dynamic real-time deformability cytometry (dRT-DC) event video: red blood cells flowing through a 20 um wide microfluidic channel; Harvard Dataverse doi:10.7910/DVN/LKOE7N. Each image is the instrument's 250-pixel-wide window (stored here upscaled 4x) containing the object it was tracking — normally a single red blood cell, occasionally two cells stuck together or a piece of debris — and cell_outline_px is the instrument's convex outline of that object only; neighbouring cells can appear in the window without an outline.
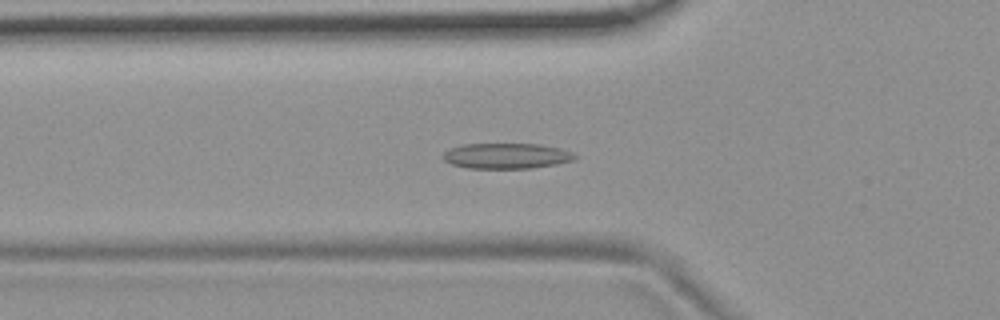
{"species": "common noctule bat (a hibernating species)", "species_latin": "Nyctalus noctula", "temperature_condition": "room temperature", "stored_images_in_passage": 55, "camera_frame_rate_fps": 3000, "um_per_image_px": 0.085, "animal": {"sex": "female", "body_mass_g": 19.9}, "frame": {"image": 1, "passage_image": 19, "time_ms": 6.0, "image_size_px": [1000, 320], "cell_outline_px": [[576, 156], [572, 160], [556, 164], [532, 168], [468, 168], [452, 164], [444, 160], [444, 152], [452, 148], [464, 144], [540, 144], [560, 148], [572, 152]], "centroid_in_image_um": [43.06, 13.25], "position_along_channel_um": 82.7, "area_um2": 19.36}}
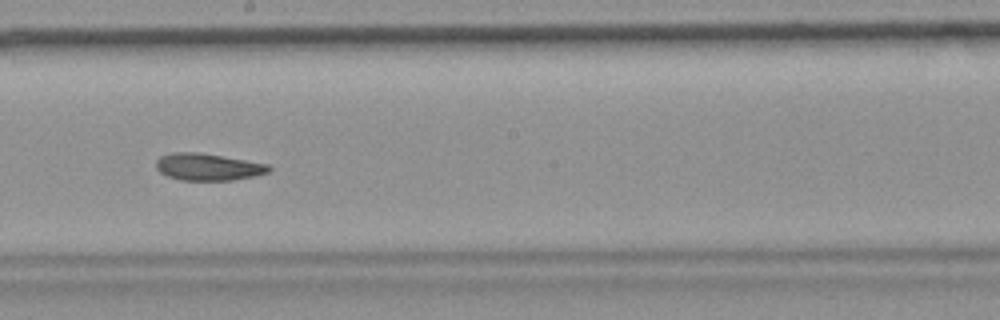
{"frame": {"image": 2, "passage_image": 31, "time_ms": 10.0, "image_size_px": [1000, 320], "cell_outline_px": [[272, 168], [268, 172], [256, 176], [232, 180], [180, 180], [168, 176], [160, 172], [156, 168], [156, 160], [160, 156], [172, 152], [200, 152], [268, 164]], "centroid_in_image_um": [17.67, 14.18], "position_along_channel_um": 230.5, "area_um2": 17.8}}
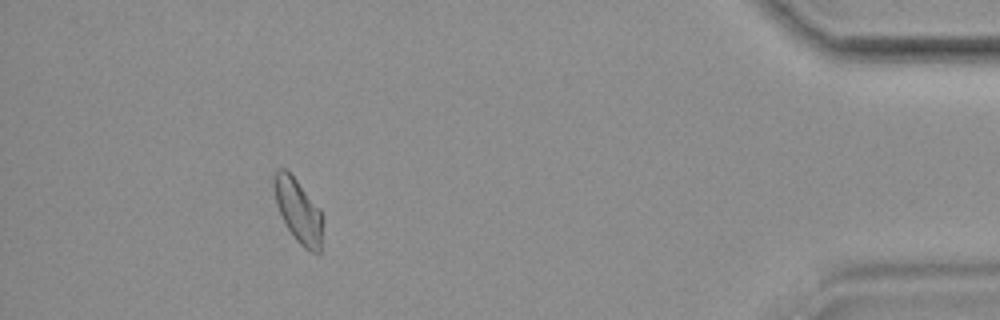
{"frame": {"image": 3, "passage_image": 50, "time_ms": 16.333, "image_size_px": [1000, 320], "cell_outline_px": [[320, 252], [312, 252], [304, 248], [296, 240], [288, 228], [276, 204], [272, 180], [272, 176], [280, 168], [284, 168], [296, 180], [320, 208]], "centroid_in_image_um": [25.3, 17.87], "position_along_channel_um": 409.9, "area_um2": 17.4}, "authors_computed_cell_mechanics": {"area_um2": 18.496, "velocity_mm_per_s": 3.6958, "shape_relaxation_time_tau1_ms": null, "shape_relaxation_time_tau2_ms": 3.9021, "deformation_change_tau1": null, "deformation_change_tau2": 0.0883}}